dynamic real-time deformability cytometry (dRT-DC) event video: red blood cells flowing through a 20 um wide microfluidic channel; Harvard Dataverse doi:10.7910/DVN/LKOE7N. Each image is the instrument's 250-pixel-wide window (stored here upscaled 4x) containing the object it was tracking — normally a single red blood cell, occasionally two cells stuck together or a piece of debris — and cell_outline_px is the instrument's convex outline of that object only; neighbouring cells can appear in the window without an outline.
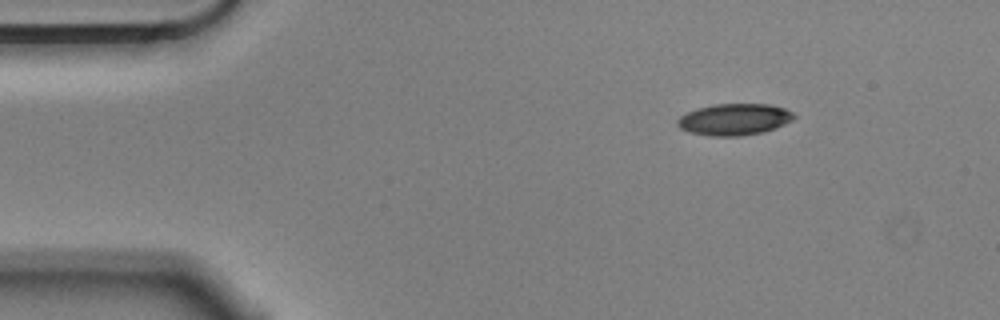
{"species": "Egyptian fruit bat (a non-hibernating species)", "species_latin": "Rousettus aegyptiacus", "temperature_condition": "cold", "stored_images_in_passage": 49, "camera_frame_rate_fps": 3000, "um_per_image_px": 0.085, "animal": {"sex": "male"}, "frame": {"image": 1, "passage_image": 1, "time_ms": 0.0, "image_size_px": [1000, 320], "cell_outline_px": [[796, 116], [792, 120], [776, 128], [764, 132], [740, 136], [708, 136], [688, 132], [680, 128], [676, 124], [676, 120], [680, 116], [696, 108], [716, 104], [768, 104], [784, 108], [792, 112]], "centroid_in_image_um": [62.39, 10.16], "position_along_channel_um": 22.6, "area_um2": 21.56}}
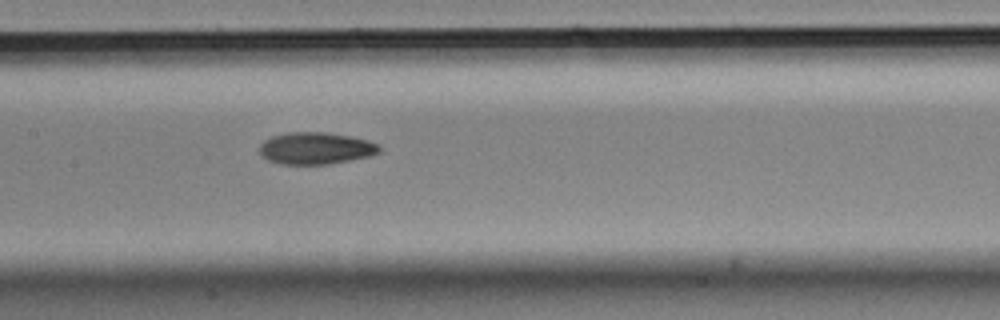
{"frame": {"image": 2, "passage_image": 20, "time_ms": 6.333, "image_size_px": [1000, 320], "cell_outline_px": [[380, 152], [368, 156], [328, 164], [280, 164], [268, 160], [260, 152], [260, 144], [264, 140], [272, 136], [288, 132], [324, 132], [348, 136], [368, 140], [376, 144], [380, 148]], "centroid_in_image_um": [26.8, 12.6], "position_along_channel_um": 180.6, "area_um2": 22.02}}
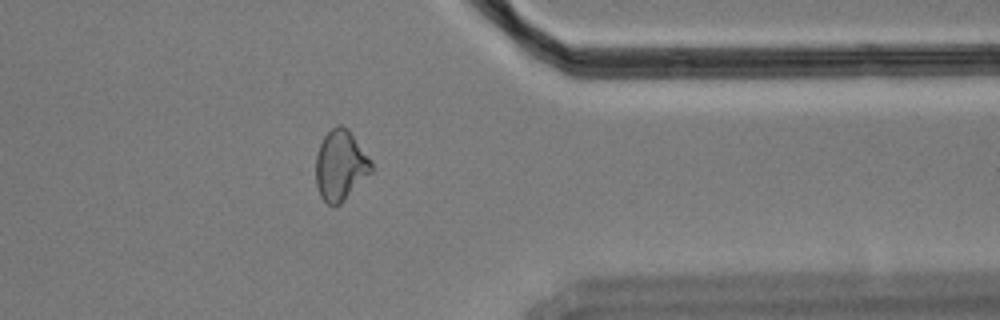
{"frame": {"image": 3, "passage_image": 38, "time_ms": 12.333, "image_size_px": [1000, 320], "cell_outline_px": [[372, 172], [340, 204], [328, 204], [320, 196], [316, 184], [316, 152], [324, 136], [332, 128], [340, 124], [348, 128], [372, 160]], "centroid_in_image_um": [28.95, 14.04], "position_along_channel_um": 382.5, "area_um2": 22.72}, "authors_computed_cell_mechanics": {"area_um2": 22.3108, "velocity_mm_per_s": 3.5635, "shape_relaxation_time_tau1_ms": 7.0133, "shape_relaxation_time_tau2_ms": 5.4369, "deformation_change_tau1": 0.1688, "deformation_change_tau2": 0.1144}}